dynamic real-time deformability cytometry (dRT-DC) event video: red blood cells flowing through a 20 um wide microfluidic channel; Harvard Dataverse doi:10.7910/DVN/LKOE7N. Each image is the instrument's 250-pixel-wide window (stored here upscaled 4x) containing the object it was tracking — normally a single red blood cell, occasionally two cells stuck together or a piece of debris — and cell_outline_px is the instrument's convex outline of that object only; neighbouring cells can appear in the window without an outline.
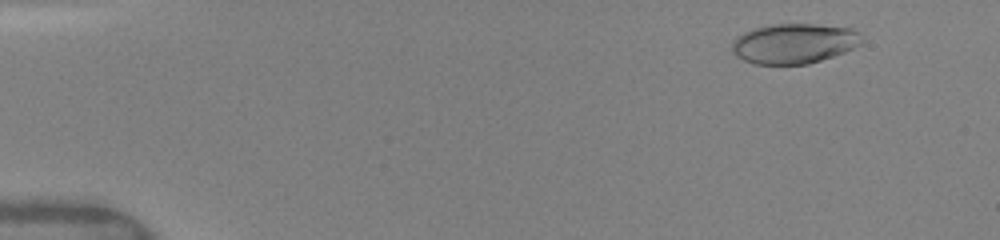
{"species": "human", "species_latin": "Homo sapiens", "temperature_condition": "warm", "stored_images_in_passage": 23, "camera_frame_rate_fps": 3000, "um_per_image_px": 0.085, "donor": {"sex": "female"}, "frame": {"image": 1, "passage_image": 4, "time_ms": 1.333, "image_size_px": [1000, 240], "cell_outline_px": [[864, 40], [860, 44], [844, 52], [808, 64], [756, 64], [744, 60], [736, 56], [732, 52], [732, 40], [736, 36], [744, 32], [756, 28], [772, 24], [816, 24], [852, 28]], "centroid_in_image_um": [67.47, 3.69], "position_along_channel_um": 17.5, "area_um2": 30.17}}
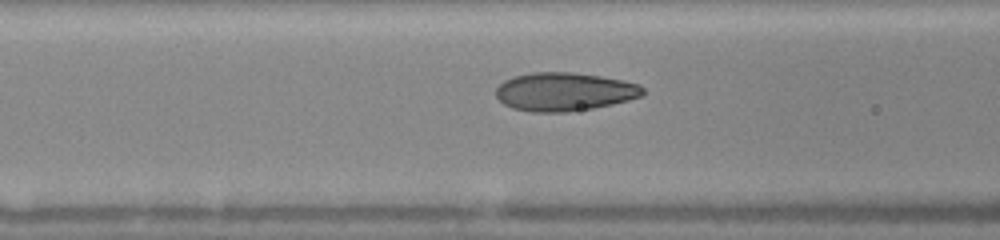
{"frame": {"image": 2, "passage_image": 16, "time_ms": 6.667, "image_size_px": [1000, 240], "cell_outline_px": [[644, 96], [612, 104], [592, 108], [564, 112], [532, 112], [512, 108], [504, 104], [496, 96], [496, 88], [504, 80], [516, 76], [532, 72], [572, 72], [600, 76], [624, 80], [640, 84], [644, 88]], "centroid_in_image_um": [47.99, 7.79], "position_along_channel_um": 118.6, "area_um2": 32.95}}
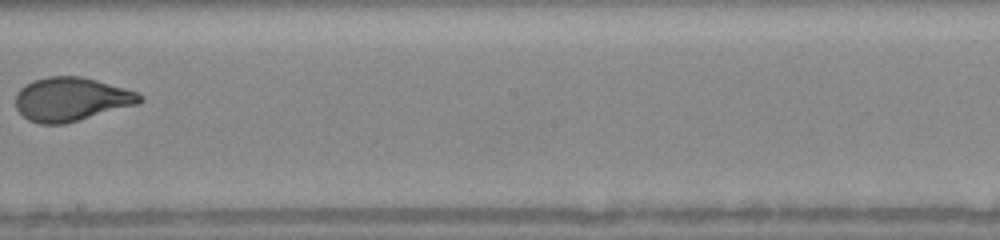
{"frame": {"image": 3, "passage_image": 22, "time_ms": 9.667, "image_size_px": [1000, 240], "cell_outline_px": [[144, 100], [136, 104], [64, 124], [40, 124], [28, 120], [16, 108], [16, 92], [24, 84], [32, 80], [48, 76], [80, 76], [96, 80], [140, 92], [144, 96]], "centroid_in_image_um": [6.04, 8.42], "position_along_channel_um": 242.2, "area_um2": 31.67}}